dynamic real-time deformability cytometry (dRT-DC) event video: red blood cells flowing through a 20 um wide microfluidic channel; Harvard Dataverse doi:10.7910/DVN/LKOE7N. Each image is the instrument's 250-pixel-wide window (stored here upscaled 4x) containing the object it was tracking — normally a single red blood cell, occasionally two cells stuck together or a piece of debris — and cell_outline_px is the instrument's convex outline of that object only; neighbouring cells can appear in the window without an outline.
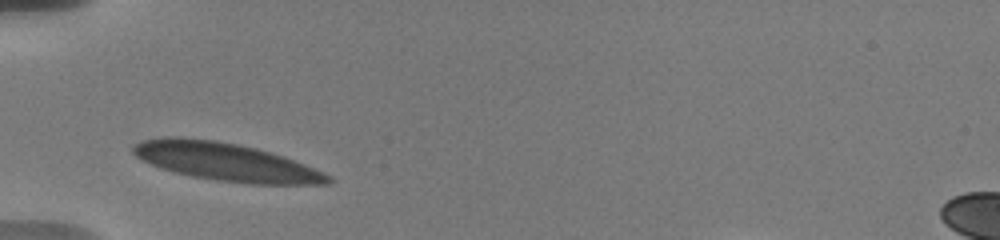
{"species": "human", "species_latin": "Homo sapiens", "temperature_condition": "warm", "stored_images_in_passage": 2, "camera_frame_rate_fps": 3000, "um_per_image_px": 0.085, "donor": {"sex": "male"}, "frame": {"image": 1, "passage_image": 1, "time_ms": 0.0, "image_size_px": [1000, 240], "cell_outline_px": [[336, 180], [328, 184], [248, 184], [216, 180], [192, 176], [160, 168], [136, 156], [132, 152], [132, 144], [140, 140], [164, 136], [180, 136], [216, 140], [256, 148], [272, 152], [284, 156], [324, 172], [332, 176]], "centroid_in_image_um": [19.2, 13.75], "position_along_channel_um": 65.8, "area_um2": 43.47}}
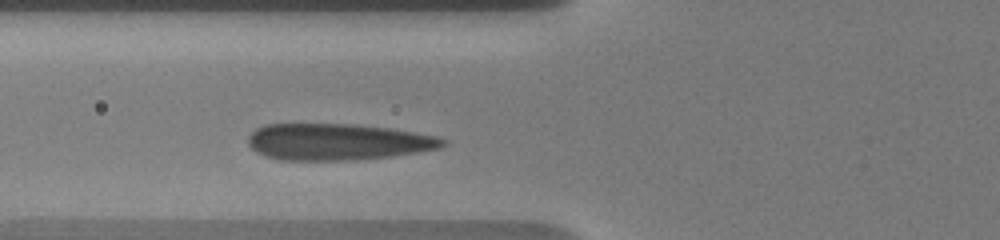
{"frame": {"image": 2, "passage_image": 2, "time_ms": 1.0, "image_size_px": [1000, 240], "cell_outline_px": [[448, 144], [440, 148], [392, 156], [352, 160], [280, 160], [264, 156], [256, 152], [248, 144], [248, 136], [256, 128], [264, 124], [356, 124], [388, 128], [436, 136], [448, 140]], "centroid_in_image_um": [28.68, 12.06], "position_along_channel_um": 97.1, "area_um2": 41.56}}